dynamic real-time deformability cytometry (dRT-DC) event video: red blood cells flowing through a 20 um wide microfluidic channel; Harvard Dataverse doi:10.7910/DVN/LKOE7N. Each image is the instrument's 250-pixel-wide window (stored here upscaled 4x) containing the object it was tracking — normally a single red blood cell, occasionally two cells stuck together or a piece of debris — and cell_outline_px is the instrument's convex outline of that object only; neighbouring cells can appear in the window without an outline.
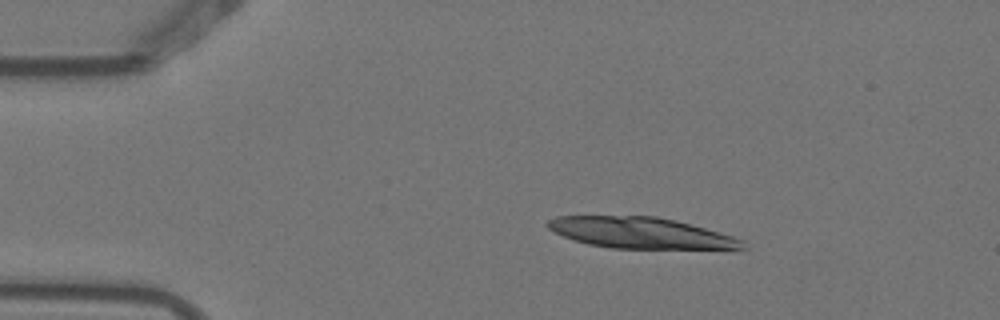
{"species": "Egyptian fruit bat (a non-hibernating species)", "species_latin": "Rousettus aegyptiacus", "temperature_condition": "warm", "stored_images_in_passage": 4, "camera_frame_rate_fps": 3000, "um_per_image_px": 0.085, "animal": {"sex": "female"}, "frame": {"image": 1, "passage_image": 2, "time_ms": 0.333, "image_size_px": [1000, 320], "cell_outline_px": [[748, 248], [612, 248], [588, 244], [572, 240], [548, 228], [544, 224], [548, 220], [556, 216], [656, 216], [676, 220], [692, 224], [732, 236], [744, 240]], "centroid_in_image_um": [54.42, 19.78], "position_along_channel_um": 30.6, "area_um2": 35.03}}